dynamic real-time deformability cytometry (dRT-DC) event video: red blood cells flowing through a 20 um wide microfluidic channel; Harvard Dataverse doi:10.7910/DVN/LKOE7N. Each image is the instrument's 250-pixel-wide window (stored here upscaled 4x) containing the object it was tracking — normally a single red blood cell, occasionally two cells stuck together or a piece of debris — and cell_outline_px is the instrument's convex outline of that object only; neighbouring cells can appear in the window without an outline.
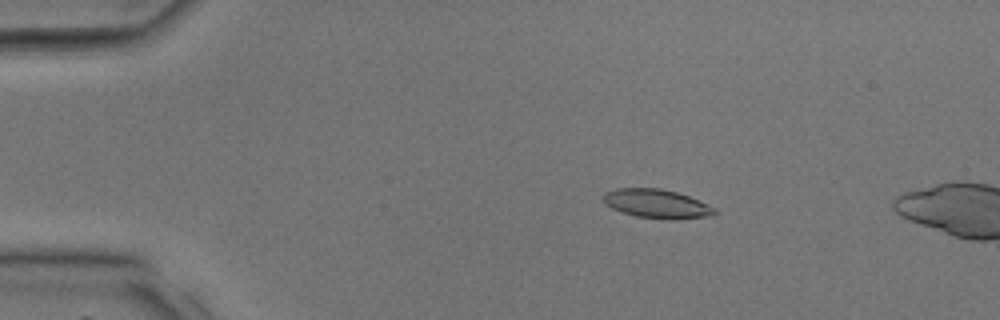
{"species": "common noctule bat (a hibernating species)", "species_latin": "Nyctalus noctula", "temperature_condition": "room temperature", "stored_images_in_passage": 9, "camera_frame_rate_fps": 3000, "um_per_image_px": 0.085, "animal": {"sex": "male", "body_mass_g": 17.9, "forearm_length_mm": 54.2}, "frame": {"image": 1, "passage_image": 7, "time_ms": 2.0, "image_size_px": [1000, 320], "cell_outline_px": [[716, 212], [712, 216], [672, 220], [668, 220], [636, 216], [612, 208], [604, 204], [600, 196], [604, 192], [616, 188], [660, 188], [676, 192], [688, 196], [708, 204], [716, 208]], "centroid_in_image_um": [55.8, 17.32], "position_along_channel_um": 29.2, "area_um2": 18.96}}